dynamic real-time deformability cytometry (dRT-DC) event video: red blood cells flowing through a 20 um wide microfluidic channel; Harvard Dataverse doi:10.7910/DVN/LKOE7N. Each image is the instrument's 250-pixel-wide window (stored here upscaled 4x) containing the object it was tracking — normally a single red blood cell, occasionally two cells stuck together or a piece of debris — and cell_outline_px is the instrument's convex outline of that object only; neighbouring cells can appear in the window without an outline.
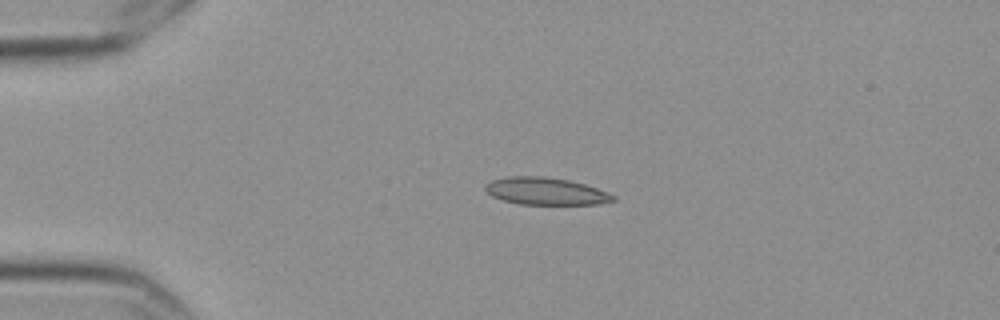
{"species": "Egyptian fruit bat (a non-hibernating species)", "species_latin": "Rousettus aegyptiacus", "temperature_condition": "cold", "stored_images_in_passage": 4, "camera_frame_rate_fps": 3000, "um_per_image_px": 0.085, "frame": {"image": 1, "passage_image": 3, "time_ms": 0.667, "image_size_px": [1000, 320], "cell_outline_px": [[616, 200], [596, 204], [520, 204], [504, 200], [492, 196], [484, 188], [484, 184], [492, 180], [508, 176], [544, 176], [568, 180], [584, 184], [596, 188], [616, 196]], "centroid_in_image_um": [46.36, 16.24], "position_along_channel_um": 38.6, "area_um2": 20.17}}